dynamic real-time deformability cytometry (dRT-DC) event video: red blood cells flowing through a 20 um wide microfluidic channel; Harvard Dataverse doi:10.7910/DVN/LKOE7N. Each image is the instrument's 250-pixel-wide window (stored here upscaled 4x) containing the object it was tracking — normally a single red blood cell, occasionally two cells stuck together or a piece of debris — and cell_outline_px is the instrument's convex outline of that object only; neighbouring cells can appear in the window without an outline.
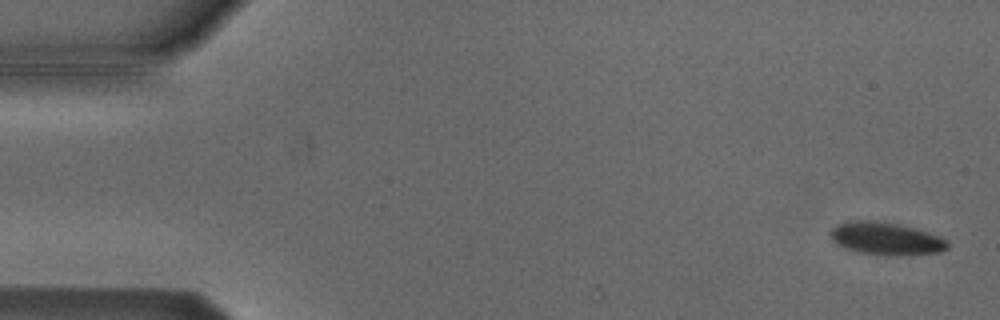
{"species": "Egyptian fruit bat (a non-hibernating species)", "species_latin": "Rousettus aegyptiacus", "temperature_condition": "cold", "stored_images_in_passage": 5, "camera_frame_rate_fps": 3000, "um_per_image_px": 0.085, "animal": {"sex": "male"}, "frame": {"image": 1, "passage_image": 1, "time_ms": 0.0, "image_size_px": [1000, 320], "cell_outline_px": [[948, 248], [940, 252], [908, 256], [884, 256], [856, 252], [844, 248], [836, 244], [832, 240], [828, 232], [836, 224], [852, 220], [876, 220], [916, 228], [940, 236], [948, 244]], "centroid_in_image_um": [75.27, 20.3], "position_along_channel_um": 9.7, "area_um2": 22.83}}